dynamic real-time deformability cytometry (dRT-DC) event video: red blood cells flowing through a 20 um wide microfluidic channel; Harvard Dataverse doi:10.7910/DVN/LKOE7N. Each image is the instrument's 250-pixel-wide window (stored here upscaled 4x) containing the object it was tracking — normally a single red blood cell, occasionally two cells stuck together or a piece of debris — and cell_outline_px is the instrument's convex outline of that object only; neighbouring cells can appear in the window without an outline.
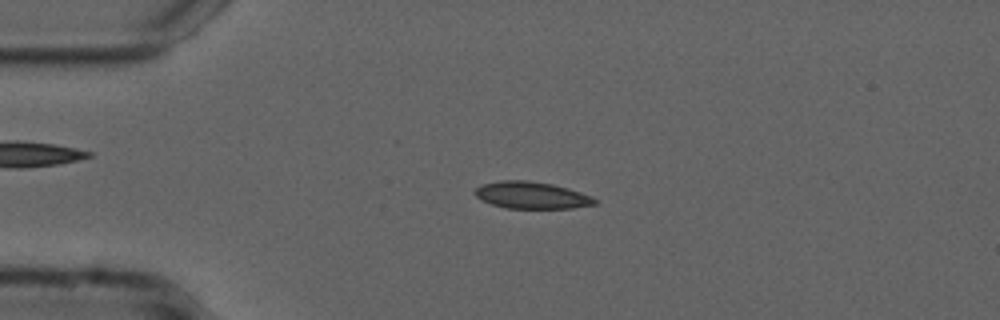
{"species": "common noctule bat (a hibernating species)", "species_latin": "Nyctalus noctula", "temperature_condition": "cold", "stored_images_in_passage": 54, "camera_frame_rate_fps": 3000, "um_per_image_px": 0.085, "animal": {"sex": "male", "forearm_length_mm": 52.5}, "frame": {"image": 1, "passage_image": 12, "time_ms": 3.667, "image_size_px": [1000, 320], "cell_outline_px": [[596, 204], [572, 208], [508, 208], [492, 204], [476, 196], [472, 192], [480, 184], [504, 180], [528, 180], [552, 184], [568, 188], [592, 196], [596, 200]], "centroid_in_image_um": [45.18, 16.58], "position_along_channel_um": 39.8, "area_um2": 18.73}}
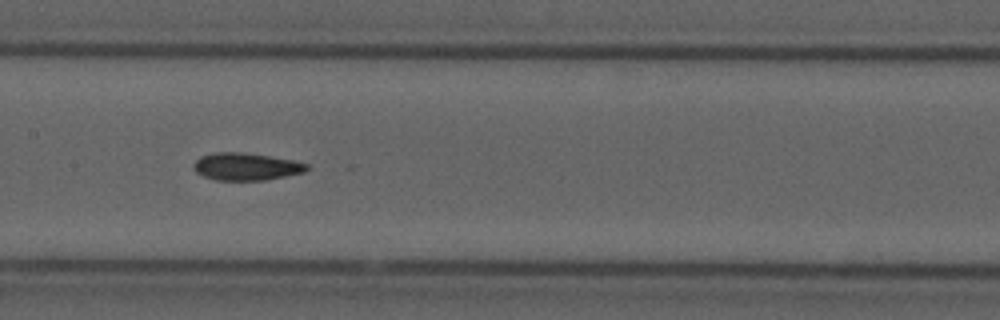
{"frame": {"image": 2, "passage_image": 26, "time_ms": 8.333, "image_size_px": [1000, 320], "cell_outline_px": [[308, 168], [304, 172], [264, 180], [216, 180], [204, 176], [196, 172], [192, 168], [192, 164], [200, 156], [216, 152], [240, 152], [268, 156], [292, 160], [308, 164]], "centroid_in_image_um": [20.87, 14.16], "position_along_channel_um": 186.5, "area_um2": 17.92}}
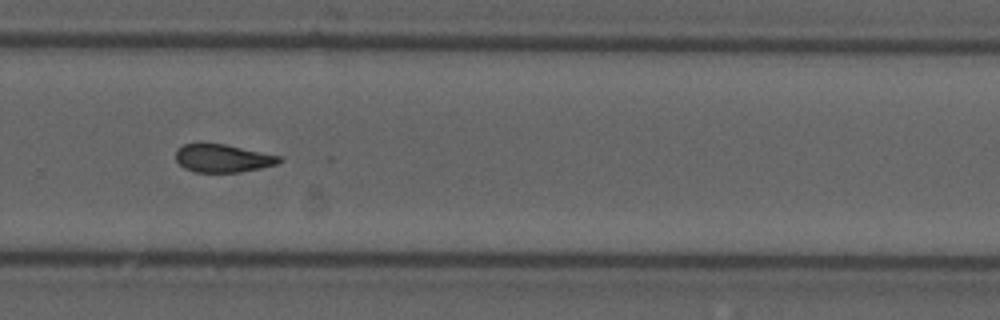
{"frame": {"image": 3, "passage_image": 36, "time_ms": 11.667, "image_size_px": [1000, 320], "cell_outline_px": [[284, 160], [276, 164], [260, 168], [240, 172], [196, 172], [184, 168], [176, 160], [176, 148], [184, 144], [200, 140], [224, 144], [280, 156]], "centroid_in_image_um": [18.87, 13.41], "position_along_channel_um": 310.9, "area_um2": 17.28}, "authors_computed_cell_mechanics": {"area_um2": 17.9758, "velocity_mm_per_s": 3.7525, "shape_relaxation_time_tau1_ms": null, "shape_relaxation_time_tau2_ms": 4.5727, "deformation_change_tau1": null, "deformation_change_tau2": 0.1108}}